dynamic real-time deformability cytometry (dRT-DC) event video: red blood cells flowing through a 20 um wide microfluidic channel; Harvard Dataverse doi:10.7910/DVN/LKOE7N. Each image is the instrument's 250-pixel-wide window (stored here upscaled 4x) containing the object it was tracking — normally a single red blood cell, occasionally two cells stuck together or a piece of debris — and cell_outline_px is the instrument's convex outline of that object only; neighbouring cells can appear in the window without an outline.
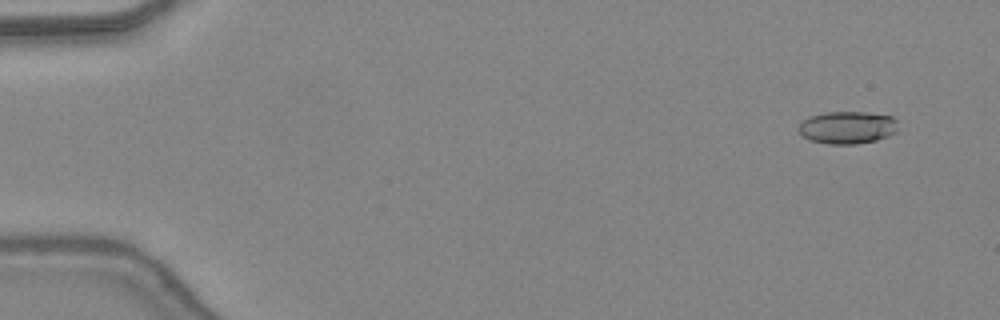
{"species": "common noctule bat (a hibernating species)", "species_latin": "Nyctalus noctula", "temperature_condition": "warm", "stored_images_in_passage": 48, "camera_frame_rate_fps": 3000, "um_per_image_px": 0.085, "animal": {"sex": "female", "body_mass_g": 24.6, "forearm_length_mm": 56.2}, "frame": {"image": 1, "passage_image": 4, "time_ms": 1.0, "image_size_px": [1000, 320], "cell_outline_px": [[896, 132], [888, 136], [876, 140], [856, 144], [828, 144], [808, 140], [796, 128], [808, 116], [824, 112], [868, 112], [892, 116], [896, 120]], "centroid_in_image_um": [72.0, 10.83], "position_along_channel_um": 13.0, "area_um2": 18.96}}
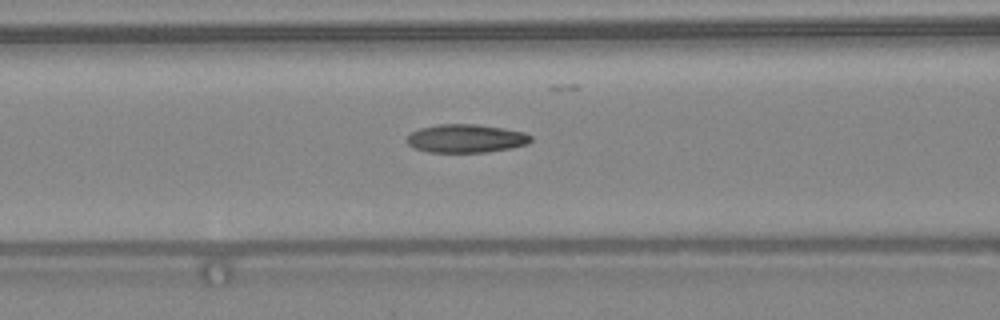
{"frame": {"image": 2, "passage_image": 21, "time_ms": 6.667, "image_size_px": [1000, 320], "cell_outline_px": [[532, 140], [528, 144], [512, 148], [488, 152], [428, 152], [416, 148], [408, 144], [404, 140], [412, 132], [420, 128], [440, 124], [476, 124], [504, 128], [524, 132], [532, 136]], "centroid_in_image_um": [39.63, 11.77], "position_along_channel_um": 127.0, "area_um2": 20.58}}
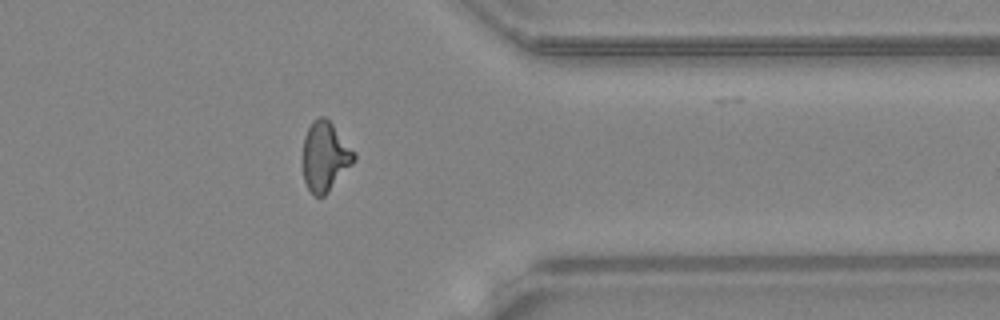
{"frame": {"image": 3, "passage_image": 39, "time_ms": 12.667, "image_size_px": [1000, 320], "cell_outline_px": [[356, 160], [328, 192], [324, 196], [312, 196], [304, 180], [300, 156], [304, 136], [312, 120], [320, 116], [324, 116], [332, 124], [356, 152]], "centroid_in_image_um": [27.59, 13.3], "position_along_channel_um": 383.8, "area_um2": 21.27}, "authors_computed_cell_mechanics": {"area_um2": 20.1433, "velocity_mm_per_s": 4.4497, "shape_relaxation_time_tau1_ms": null, "shape_relaxation_time_tau2_ms": 1.9249, "deformation_change_tau1": null, "deformation_change_tau2": 0.0958}}